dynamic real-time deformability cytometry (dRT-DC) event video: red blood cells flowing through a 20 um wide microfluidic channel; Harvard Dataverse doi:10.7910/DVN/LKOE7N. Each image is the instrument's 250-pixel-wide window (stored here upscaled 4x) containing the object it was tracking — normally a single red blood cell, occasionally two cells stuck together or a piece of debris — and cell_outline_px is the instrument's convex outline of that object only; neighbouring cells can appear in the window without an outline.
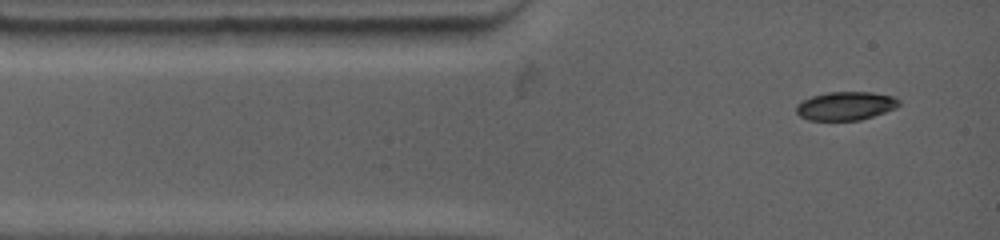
{"species": "common noctule bat (a hibernating species)", "species_latin": "Nyctalus noctula", "temperature_condition": "warm", "stored_images_in_passage": 2, "segment_of_instrument_passage": [2, 2], "camera_frame_rate_fps": 4500, "um_per_image_px": 0.085, "animal": {"sex": "female", "body_mass_g": 19.0, "forearm_length_mm": 53.3}, "frame": {"image": 1, "passage_image": 2, "time_ms": 1.111, "image_size_px": [1000, 240], "cell_outline_px": [[900, 104], [896, 108], [860, 120], [808, 120], [800, 116], [796, 112], [796, 104], [812, 96], [828, 92], [872, 92], [892, 96], [900, 100]], "centroid_in_image_um": [71.87, 9.0], "position_along_channel_um": 13.1, "area_um2": 16.99}}